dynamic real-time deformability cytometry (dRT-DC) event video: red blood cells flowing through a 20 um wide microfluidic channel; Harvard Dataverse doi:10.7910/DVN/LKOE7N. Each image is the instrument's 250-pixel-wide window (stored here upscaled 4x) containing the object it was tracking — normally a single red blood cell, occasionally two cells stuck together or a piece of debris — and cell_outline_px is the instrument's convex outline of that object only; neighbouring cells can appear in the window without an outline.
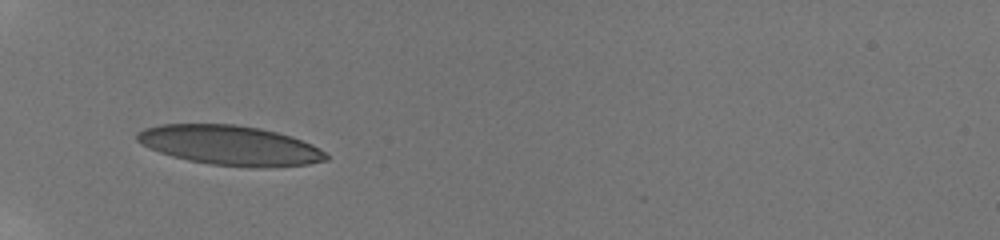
{"species": "human", "species_latin": "Homo sapiens", "temperature_condition": "room temperature", "stored_images_in_passage": 21, "camera_frame_rate_fps": 3000, "um_per_image_px": 0.085, "donor": {"sex": "male"}, "frame": {"image": 1, "passage_image": 1, "time_ms": 0.0, "image_size_px": [1000, 240], "cell_outline_px": [[328, 160], [308, 164], [264, 168], [252, 168], [208, 164], [188, 160], [172, 156], [160, 152], [136, 140], [136, 132], [144, 128], [160, 124], [236, 124], [260, 128], [292, 136], [312, 144], [320, 148], [328, 156]], "centroid_in_image_um": [19.58, 12.36], "position_along_channel_um": 65.4, "area_um2": 43.87}}
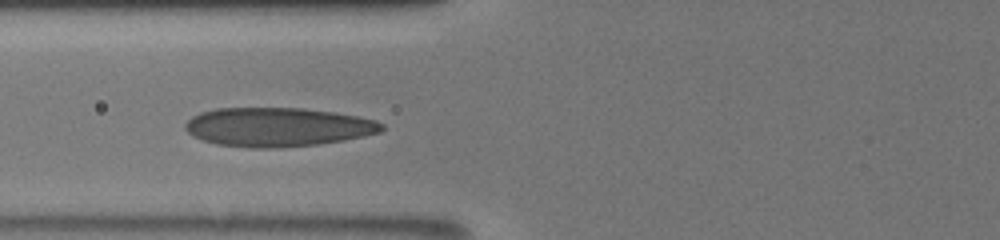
{"frame": {"image": 2, "passage_image": 8, "time_ms": 1.333, "image_size_px": [1000, 240], "cell_outline_px": [[384, 128], [380, 132], [364, 136], [344, 140], [316, 144], [276, 148], [252, 148], [216, 144], [192, 136], [184, 128], [184, 124], [192, 116], [200, 112], [216, 108], [304, 108], [332, 112], [356, 116], [376, 120], [384, 124]], "centroid_in_image_um": [23.58, 10.79], "position_along_channel_um": 102.2, "area_um2": 44.62}}
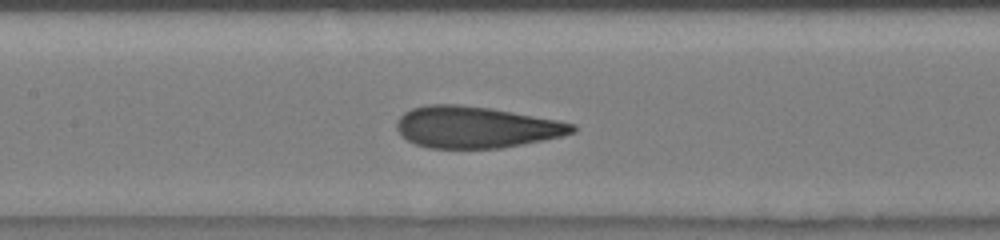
{"frame": {"image": 3, "passage_image": 18, "time_ms": 3.0, "image_size_px": [1000, 240], "cell_outline_px": [[576, 132], [560, 136], [500, 148], [428, 148], [416, 144], [408, 140], [396, 128], [396, 120], [404, 112], [412, 108], [428, 104], [460, 104], [488, 108], [512, 112], [556, 120], [576, 124]], "centroid_in_image_um": [40.41, 10.8], "position_along_channel_um": 167.0, "area_um2": 42.14}}